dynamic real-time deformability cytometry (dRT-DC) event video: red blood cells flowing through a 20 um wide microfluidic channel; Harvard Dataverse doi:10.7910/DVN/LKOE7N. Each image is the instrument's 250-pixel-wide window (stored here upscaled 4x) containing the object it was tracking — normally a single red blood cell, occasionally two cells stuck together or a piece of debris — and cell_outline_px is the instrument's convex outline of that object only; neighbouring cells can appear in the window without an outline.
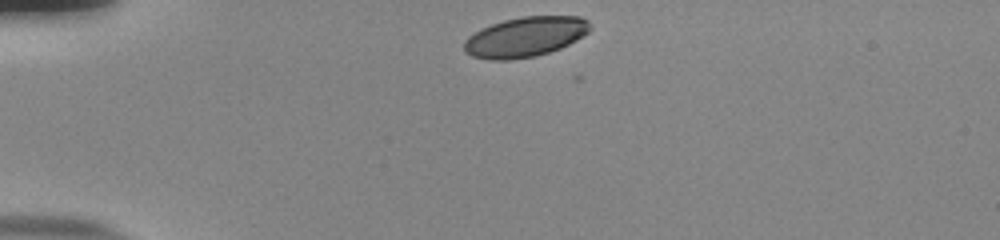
{"species": "human", "species_latin": "Homo sapiens", "temperature_condition": "room temperature", "stored_images_in_passage": 34, "camera_frame_rate_fps": 3000, "um_per_image_px": 0.085, "donor": {"sex": "male"}, "frame": {"image": 1, "passage_image": 1, "time_ms": 0.0, "image_size_px": [1000, 240], "cell_outline_px": [[592, 28], [588, 32], [576, 40], [560, 48], [536, 56], [508, 60], [488, 60], [472, 56], [464, 52], [464, 40], [468, 36], [480, 28], [504, 20], [520, 16], [580, 16], [588, 20]], "centroid_in_image_um": [44.63, 3.13], "position_along_channel_um": 40.4, "area_um2": 29.54}}
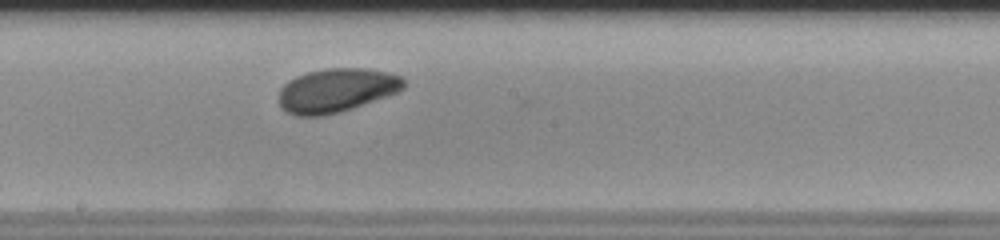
{"frame": {"image": 2, "passage_image": 19, "time_ms": 6.0, "image_size_px": [1000, 240], "cell_outline_px": [[404, 88], [400, 92], [340, 112], [320, 116], [296, 116], [280, 108], [280, 88], [288, 80], [296, 76], [308, 72], [328, 68], [364, 68], [388, 72], [400, 76], [404, 80]], "centroid_in_image_um": [28.6, 7.68], "position_along_channel_um": 219.6, "area_um2": 31.96}}
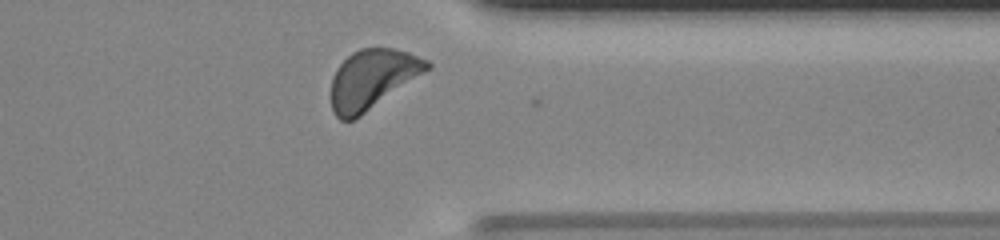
{"frame": {"image": 3, "passage_image": 32, "time_ms": 10.333, "image_size_px": [1000, 240], "cell_outline_px": [[432, 68], [360, 116], [352, 120], [340, 120], [332, 112], [332, 76], [336, 68], [352, 52], [360, 48], [392, 48], [408, 52], [428, 60], [432, 64]], "centroid_in_image_um": [31.66, 6.72], "position_along_channel_um": 379.7, "area_um2": 33.12}, "authors_computed_cell_mechanics": {"area_um2": 31.5877, "velocity_mm_per_s": 3.7553, "shape_relaxation_time_tau1_ms": 4.8994, "shape_relaxation_time_tau2_ms": null, "deformation_change_tau1": 0.1613, "deformation_change_tau2": null}}